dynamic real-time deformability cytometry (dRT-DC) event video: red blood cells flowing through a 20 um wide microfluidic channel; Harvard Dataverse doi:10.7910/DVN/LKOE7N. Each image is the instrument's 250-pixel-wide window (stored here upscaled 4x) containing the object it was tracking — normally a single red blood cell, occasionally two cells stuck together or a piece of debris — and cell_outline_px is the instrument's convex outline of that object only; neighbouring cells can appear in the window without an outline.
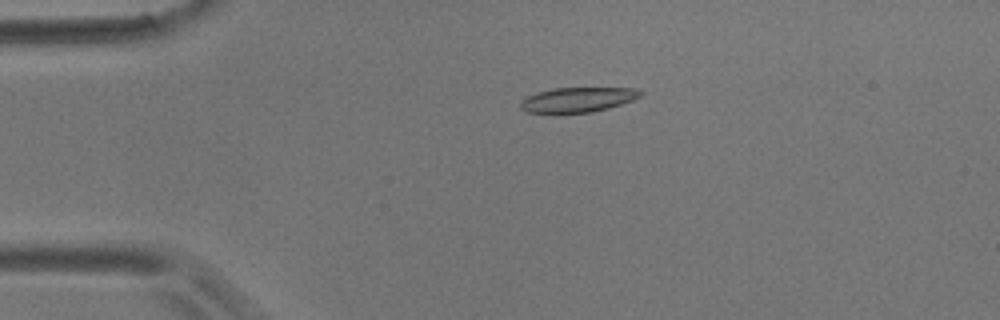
{"species": "common noctule bat (a hibernating species)", "species_latin": "Nyctalus noctula", "temperature_condition": "room temperature", "stored_images_in_passage": 12, "camera_frame_rate_fps": 3000, "um_per_image_px": 0.085, "animal": {"sex": "male", "body_mass_g": 17.9}, "frame": {"image": 1, "passage_image": 1, "time_ms": 0.0, "image_size_px": [1000, 320], "cell_outline_px": [[644, 92], [640, 96], [632, 100], [608, 108], [592, 112], [528, 112], [520, 108], [520, 100], [536, 92], [556, 88], [636, 88]], "centroid_in_image_um": [49.11, 8.46], "position_along_channel_um": 35.9, "area_um2": 17.11}}
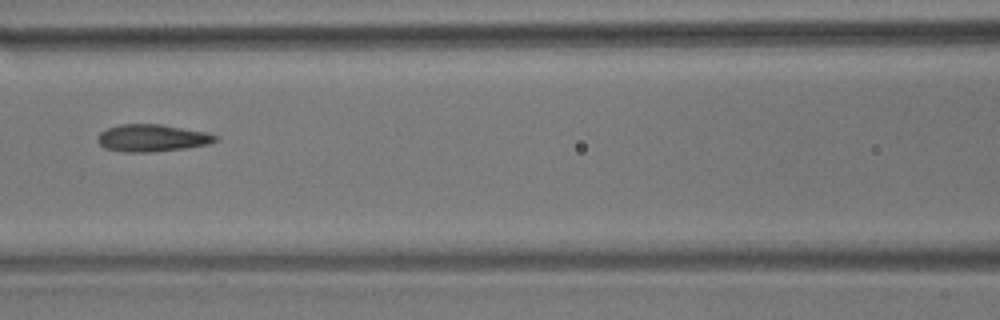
{"frame": {"image": 2, "passage_image": 4, "time_ms": 4.333, "image_size_px": [1000, 320], "cell_outline_px": [[220, 140], [208, 144], [184, 148], [152, 152], [124, 152], [104, 148], [96, 140], [96, 136], [100, 132], [108, 128], [120, 124], [160, 124], [208, 132], [220, 136]], "centroid_in_image_um": [12.94, 11.73], "position_along_channel_um": 153.7, "area_um2": 18.9}}
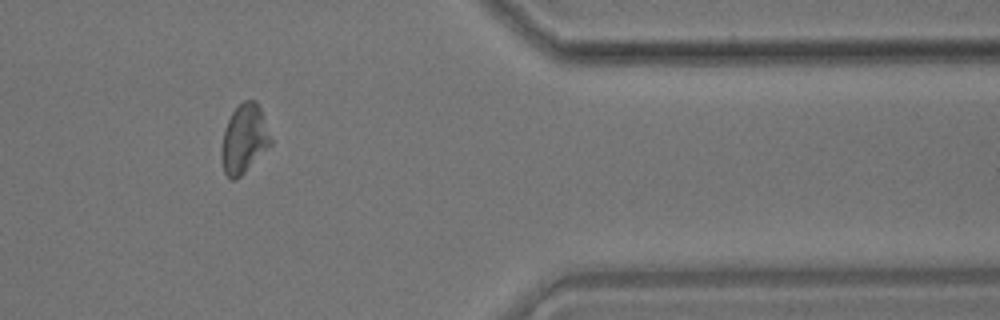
{"frame": {"image": 3, "passage_image": 10, "time_ms": 11.667, "image_size_px": [1000, 320], "cell_outline_px": [[272, 144], [236, 180], [232, 180], [224, 172], [220, 156], [220, 148], [224, 128], [232, 112], [244, 100], [256, 100], [260, 108], [272, 140]], "centroid_in_image_um": [20.73, 11.81], "position_along_channel_um": 390.7, "area_um2": 19.71}, "authors_computed_cell_mechanics": {"area_um2": 19.1029, "velocity_mm_per_s": 3.5346, "shape_relaxation_time_tau1_ms": 2.1777, "shape_relaxation_time_tau2_ms": 1.3543, "deformation_change_tau1": 0.089, "deformation_change_tau2": 0.0676}}